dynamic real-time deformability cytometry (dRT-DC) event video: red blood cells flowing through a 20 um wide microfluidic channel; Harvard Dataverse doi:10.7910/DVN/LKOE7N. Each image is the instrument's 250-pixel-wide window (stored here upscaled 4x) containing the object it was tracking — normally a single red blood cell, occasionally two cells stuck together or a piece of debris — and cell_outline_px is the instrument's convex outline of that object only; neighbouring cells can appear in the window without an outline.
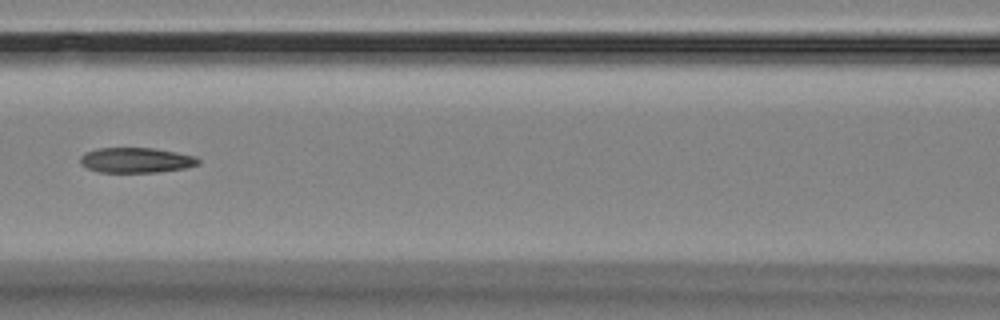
{"species": "Egyptian fruit bat (a non-hibernating species)", "species_latin": "Rousettus aegyptiacus", "temperature_condition": "room temperature", "stored_images_in_passage": 15, "camera_frame_rate_fps": 3000, "um_per_image_px": 0.085, "animal": {"sex": "female"}, "frame": {"image": 1, "passage_image": 6, "time_ms": 5.667, "image_size_px": [1000, 320], "cell_outline_px": [[200, 164], [184, 168], [156, 172], [100, 172], [88, 168], [80, 164], [80, 156], [84, 152], [96, 148], [152, 148], [176, 152], [196, 156], [200, 160]], "centroid_in_image_um": [11.55, 13.61], "position_along_channel_um": 155.0, "area_um2": 17.34}}
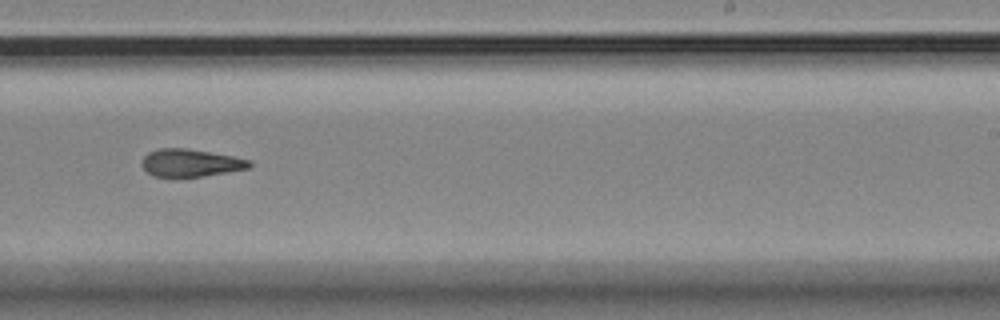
{"frame": {"image": 2, "passage_image": 9, "time_ms": 9.0, "image_size_px": [1000, 320], "cell_outline_px": [[252, 164], [248, 168], [228, 172], [204, 176], [152, 176], [140, 164], [144, 156], [148, 152], [160, 148], [184, 148], [232, 156], [252, 160]], "centroid_in_image_um": [16.19, 13.84], "position_along_channel_um": 272.8, "area_um2": 17.11}}
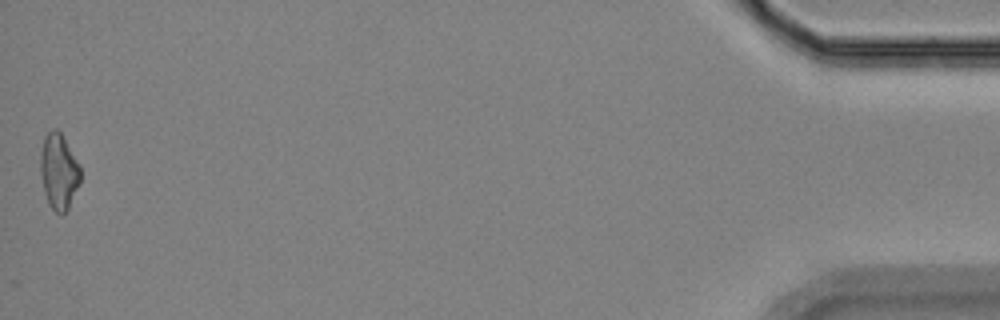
{"frame": {"image": 3, "passage_image": 15, "time_ms": 16.0, "image_size_px": [1000, 320], "cell_outline_px": [[80, 180], [68, 208], [64, 212], [56, 212], [48, 204], [44, 192], [40, 172], [40, 152], [44, 136], [52, 128], [56, 128], [60, 132], [80, 164]], "centroid_in_image_um": [4.97, 14.53], "position_along_channel_um": 430.2, "area_um2": 17.51}}